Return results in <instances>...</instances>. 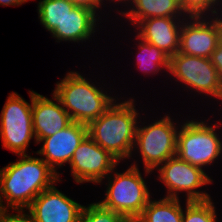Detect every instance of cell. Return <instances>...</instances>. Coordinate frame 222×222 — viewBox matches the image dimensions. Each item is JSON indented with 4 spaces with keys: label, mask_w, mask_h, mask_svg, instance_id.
<instances>
[{
    "label": "cell",
    "mask_w": 222,
    "mask_h": 222,
    "mask_svg": "<svg viewBox=\"0 0 222 222\" xmlns=\"http://www.w3.org/2000/svg\"><path fill=\"white\" fill-rule=\"evenodd\" d=\"M222 38V16L187 17L180 31L179 53L210 58Z\"/></svg>",
    "instance_id": "8fae6325"
},
{
    "label": "cell",
    "mask_w": 222,
    "mask_h": 222,
    "mask_svg": "<svg viewBox=\"0 0 222 222\" xmlns=\"http://www.w3.org/2000/svg\"><path fill=\"white\" fill-rule=\"evenodd\" d=\"M169 76L177 82L182 83V88L195 92L197 95L207 98L221 100L222 85L216 67L211 63L210 58L190 56L177 52L170 57ZM184 86V87H183ZM198 92V93H196Z\"/></svg>",
    "instance_id": "ba28073f"
},
{
    "label": "cell",
    "mask_w": 222,
    "mask_h": 222,
    "mask_svg": "<svg viewBox=\"0 0 222 222\" xmlns=\"http://www.w3.org/2000/svg\"><path fill=\"white\" fill-rule=\"evenodd\" d=\"M134 35V40H136L135 43H137L135 44V47L139 50L137 52L138 55L136 56V64L138 65V68H140L141 72L145 75H154L159 72L161 73V71L164 70L163 73L167 72L168 74L170 57L156 46L142 40L136 34Z\"/></svg>",
    "instance_id": "d6986e66"
},
{
    "label": "cell",
    "mask_w": 222,
    "mask_h": 222,
    "mask_svg": "<svg viewBox=\"0 0 222 222\" xmlns=\"http://www.w3.org/2000/svg\"><path fill=\"white\" fill-rule=\"evenodd\" d=\"M52 96L51 100L32 90V121L37 143L58 133L72 122L60 100L53 93Z\"/></svg>",
    "instance_id": "5bb4252c"
},
{
    "label": "cell",
    "mask_w": 222,
    "mask_h": 222,
    "mask_svg": "<svg viewBox=\"0 0 222 222\" xmlns=\"http://www.w3.org/2000/svg\"><path fill=\"white\" fill-rule=\"evenodd\" d=\"M115 9L121 17L128 19L132 27L147 18L186 17L181 9L180 0H132L126 10Z\"/></svg>",
    "instance_id": "e0dca14e"
},
{
    "label": "cell",
    "mask_w": 222,
    "mask_h": 222,
    "mask_svg": "<svg viewBox=\"0 0 222 222\" xmlns=\"http://www.w3.org/2000/svg\"><path fill=\"white\" fill-rule=\"evenodd\" d=\"M99 1V5L101 6V8H102V6L103 7H106L107 5L105 4V1H106V3L107 4H111V3H113V4H115V5H117L118 4V6H119V4L121 5L122 4V6L123 7H125V9H126V7L128 8V6L130 5V3H131V1L132 0H98ZM124 4V5H123Z\"/></svg>",
    "instance_id": "4316f807"
},
{
    "label": "cell",
    "mask_w": 222,
    "mask_h": 222,
    "mask_svg": "<svg viewBox=\"0 0 222 222\" xmlns=\"http://www.w3.org/2000/svg\"><path fill=\"white\" fill-rule=\"evenodd\" d=\"M158 178L166 188L168 198H181L179 193L184 194L186 201H204L211 199L210 194L202 187L213 184L212 177L205 170L193 166L177 155L169 158L157 169ZM201 188V189H200ZM199 189V190H198Z\"/></svg>",
    "instance_id": "9c48e42d"
},
{
    "label": "cell",
    "mask_w": 222,
    "mask_h": 222,
    "mask_svg": "<svg viewBox=\"0 0 222 222\" xmlns=\"http://www.w3.org/2000/svg\"><path fill=\"white\" fill-rule=\"evenodd\" d=\"M91 80L78 71H70L56 83L53 90L71 120L87 126L118 98L108 94L109 90L106 91L102 85L100 87L99 82L95 81L94 84Z\"/></svg>",
    "instance_id": "3957f363"
},
{
    "label": "cell",
    "mask_w": 222,
    "mask_h": 222,
    "mask_svg": "<svg viewBox=\"0 0 222 222\" xmlns=\"http://www.w3.org/2000/svg\"><path fill=\"white\" fill-rule=\"evenodd\" d=\"M73 5H75L76 7H84V8H88L90 10H92L93 12H95L99 17L102 18V16H100L103 12H102V8L99 5V1L98 0H69ZM101 12H100V11Z\"/></svg>",
    "instance_id": "484cf974"
},
{
    "label": "cell",
    "mask_w": 222,
    "mask_h": 222,
    "mask_svg": "<svg viewBox=\"0 0 222 222\" xmlns=\"http://www.w3.org/2000/svg\"><path fill=\"white\" fill-rule=\"evenodd\" d=\"M191 119L184 120L185 122L183 121L179 127L176 155L191 165L204 170L211 165L213 166L212 163L222 157V134L219 135L222 121H216L212 124L209 123L210 118L205 120Z\"/></svg>",
    "instance_id": "8992f818"
},
{
    "label": "cell",
    "mask_w": 222,
    "mask_h": 222,
    "mask_svg": "<svg viewBox=\"0 0 222 222\" xmlns=\"http://www.w3.org/2000/svg\"><path fill=\"white\" fill-rule=\"evenodd\" d=\"M139 161H133L123 172L117 166L105 178V197L98 203L106 209L122 214L129 222H134L152 198L147 182L142 176Z\"/></svg>",
    "instance_id": "277c9868"
},
{
    "label": "cell",
    "mask_w": 222,
    "mask_h": 222,
    "mask_svg": "<svg viewBox=\"0 0 222 222\" xmlns=\"http://www.w3.org/2000/svg\"><path fill=\"white\" fill-rule=\"evenodd\" d=\"M2 210L0 212V222H36L33 216L26 209Z\"/></svg>",
    "instance_id": "cb8c5ba5"
},
{
    "label": "cell",
    "mask_w": 222,
    "mask_h": 222,
    "mask_svg": "<svg viewBox=\"0 0 222 222\" xmlns=\"http://www.w3.org/2000/svg\"><path fill=\"white\" fill-rule=\"evenodd\" d=\"M181 199L160 197L150 199L142 214L134 222H182Z\"/></svg>",
    "instance_id": "ac0fdd59"
},
{
    "label": "cell",
    "mask_w": 222,
    "mask_h": 222,
    "mask_svg": "<svg viewBox=\"0 0 222 222\" xmlns=\"http://www.w3.org/2000/svg\"><path fill=\"white\" fill-rule=\"evenodd\" d=\"M182 222H219L212 198L204 201H186Z\"/></svg>",
    "instance_id": "44dd1931"
},
{
    "label": "cell",
    "mask_w": 222,
    "mask_h": 222,
    "mask_svg": "<svg viewBox=\"0 0 222 222\" xmlns=\"http://www.w3.org/2000/svg\"><path fill=\"white\" fill-rule=\"evenodd\" d=\"M182 18V19H181ZM187 17H154L140 21L133 33L156 46L169 57L179 50L180 31Z\"/></svg>",
    "instance_id": "9a60e30c"
},
{
    "label": "cell",
    "mask_w": 222,
    "mask_h": 222,
    "mask_svg": "<svg viewBox=\"0 0 222 222\" xmlns=\"http://www.w3.org/2000/svg\"><path fill=\"white\" fill-rule=\"evenodd\" d=\"M211 63L216 67L221 85H222V38L219 40V43L214 50V52L211 54L210 57Z\"/></svg>",
    "instance_id": "d4e9b609"
},
{
    "label": "cell",
    "mask_w": 222,
    "mask_h": 222,
    "mask_svg": "<svg viewBox=\"0 0 222 222\" xmlns=\"http://www.w3.org/2000/svg\"><path fill=\"white\" fill-rule=\"evenodd\" d=\"M180 6L186 17L222 16V0H180Z\"/></svg>",
    "instance_id": "7402d4cb"
},
{
    "label": "cell",
    "mask_w": 222,
    "mask_h": 222,
    "mask_svg": "<svg viewBox=\"0 0 222 222\" xmlns=\"http://www.w3.org/2000/svg\"><path fill=\"white\" fill-rule=\"evenodd\" d=\"M3 210V208H2V205H1V202H0V212Z\"/></svg>",
    "instance_id": "f1b7e54d"
},
{
    "label": "cell",
    "mask_w": 222,
    "mask_h": 222,
    "mask_svg": "<svg viewBox=\"0 0 222 222\" xmlns=\"http://www.w3.org/2000/svg\"><path fill=\"white\" fill-rule=\"evenodd\" d=\"M102 19L92 10L75 7L50 33L56 42H86L98 32ZM100 22V23H98ZM98 28V29H97ZM93 35V36H92Z\"/></svg>",
    "instance_id": "2e32d148"
},
{
    "label": "cell",
    "mask_w": 222,
    "mask_h": 222,
    "mask_svg": "<svg viewBox=\"0 0 222 222\" xmlns=\"http://www.w3.org/2000/svg\"><path fill=\"white\" fill-rule=\"evenodd\" d=\"M37 5L40 24L50 33L76 7L69 0H39Z\"/></svg>",
    "instance_id": "ffe728a7"
},
{
    "label": "cell",
    "mask_w": 222,
    "mask_h": 222,
    "mask_svg": "<svg viewBox=\"0 0 222 222\" xmlns=\"http://www.w3.org/2000/svg\"><path fill=\"white\" fill-rule=\"evenodd\" d=\"M28 103L20 94L9 93L0 115V138L2 147L17 155H27L26 151L34 139L32 121V91L29 90Z\"/></svg>",
    "instance_id": "52a82bcc"
},
{
    "label": "cell",
    "mask_w": 222,
    "mask_h": 222,
    "mask_svg": "<svg viewBox=\"0 0 222 222\" xmlns=\"http://www.w3.org/2000/svg\"><path fill=\"white\" fill-rule=\"evenodd\" d=\"M59 179L41 192L26 209L36 222H77L84 205L56 188Z\"/></svg>",
    "instance_id": "4fadbf2b"
},
{
    "label": "cell",
    "mask_w": 222,
    "mask_h": 222,
    "mask_svg": "<svg viewBox=\"0 0 222 222\" xmlns=\"http://www.w3.org/2000/svg\"><path fill=\"white\" fill-rule=\"evenodd\" d=\"M28 1L30 0H0V6H20Z\"/></svg>",
    "instance_id": "83f0119b"
},
{
    "label": "cell",
    "mask_w": 222,
    "mask_h": 222,
    "mask_svg": "<svg viewBox=\"0 0 222 222\" xmlns=\"http://www.w3.org/2000/svg\"><path fill=\"white\" fill-rule=\"evenodd\" d=\"M120 162L87 136L74 151L69 163L70 172L77 184L102 185L105 178Z\"/></svg>",
    "instance_id": "30bf717a"
},
{
    "label": "cell",
    "mask_w": 222,
    "mask_h": 222,
    "mask_svg": "<svg viewBox=\"0 0 222 222\" xmlns=\"http://www.w3.org/2000/svg\"><path fill=\"white\" fill-rule=\"evenodd\" d=\"M77 222H129L122 214L106 209L98 202L84 206Z\"/></svg>",
    "instance_id": "603a6c76"
},
{
    "label": "cell",
    "mask_w": 222,
    "mask_h": 222,
    "mask_svg": "<svg viewBox=\"0 0 222 222\" xmlns=\"http://www.w3.org/2000/svg\"><path fill=\"white\" fill-rule=\"evenodd\" d=\"M18 158L0 168V202L3 210L27 209L41 192L59 180L41 157L27 154L18 155Z\"/></svg>",
    "instance_id": "6da1fadb"
},
{
    "label": "cell",
    "mask_w": 222,
    "mask_h": 222,
    "mask_svg": "<svg viewBox=\"0 0 222 222\" xmlns=\"http://www.w3.org/2000/svg\"><path fill=\"white\" fill-rule=\"evenodd\" d=\"M87 136L88 126L72 121L58 133L40 140L37 145L43 144L34 153L40 155L60 179L61 174L57 170L70 163L74 151Z\"/></svg>",
    "instance_id": "7c38bea8"
},
{
    "label": "cell",
    "mask_w": 222,
    "mask_h": 222,
    "mask_svg": "<svg viewBox=\"0 0 222 222\" xmlns=\"http://www.w3.org/2000/svg\"><path fill=\"white\" fill-rule=\"evenodd\" d=\"M145 124L147 122L139 119L132 156L139 153L137 156H141L138 158L142 159L144 175L148 176L176 155L177 134L181 122L179 124L170 114L165 113L163 117L160 116L159 119Z\"/></svg>",
    "instance_id": "5b68a950"
},
{
    "label": "cell",
    "mask_w": 222,
    "mask_h": 222,
    "mask_svg": "<svg viewBox=\"0 0 222 222\" xmlns=\"http://www.w3.org/2000/svg\"><path fill=\"white\" fill-rule=\"evenodd\" d=\"M120 99L122 98H117L101 116L88 125V136L122 162L132 157L137 125L142 118L133 97Z\"/></svg>",
    "instance_id": "7a4b0ae2"
}]
</instances>
